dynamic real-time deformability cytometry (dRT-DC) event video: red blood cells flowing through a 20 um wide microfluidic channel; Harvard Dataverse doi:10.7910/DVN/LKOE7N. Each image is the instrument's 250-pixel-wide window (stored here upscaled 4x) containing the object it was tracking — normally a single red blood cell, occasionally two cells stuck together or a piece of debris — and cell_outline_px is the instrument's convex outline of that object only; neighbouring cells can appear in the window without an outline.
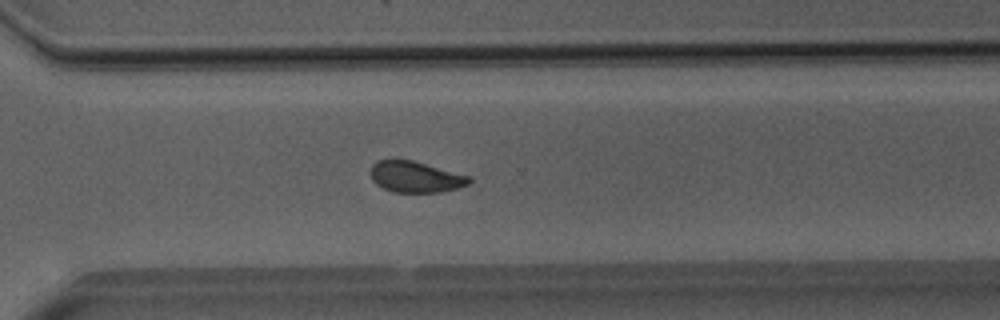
{"species": "Egyptian fruit bat (a non-hibernating species)", "species_latin": "Rousettus aegyptiacus", "temperature_condition": "room temperature", "stored_images_in_passage": 52, "camera_frame_rate_fps": 3000, "um_per_image_px": 0.085, "animal": {"sex": "male"}, "frame": {"image": 1, "passage_image": 37, "time_ms": 12.0, "image_size_px": [1000, 320], "cell_outline_px": [[472, 180], [468, 184], [456, 188], [440, 192], [392, 192], [376, 184], [372, 180], [372, 164], [376, 160], [412, 160], [472, 176]], "centroid_in_image_um": [35.34, 15.03], "position_along_channel_um": 335.3, "area_um2": 17.8}, "authors_computed_cell_mechanics": {"area_um2": 19.2474, "velocity_mm_per_s": 3.9943, "shape_relaxation_time_tau1_ms": 6.2631, "shape_relaxation_time_tau2_ms": 1.6183, "deformation_change_tau1": 0.1247, "deformation_change_tau2": 0.0587}}